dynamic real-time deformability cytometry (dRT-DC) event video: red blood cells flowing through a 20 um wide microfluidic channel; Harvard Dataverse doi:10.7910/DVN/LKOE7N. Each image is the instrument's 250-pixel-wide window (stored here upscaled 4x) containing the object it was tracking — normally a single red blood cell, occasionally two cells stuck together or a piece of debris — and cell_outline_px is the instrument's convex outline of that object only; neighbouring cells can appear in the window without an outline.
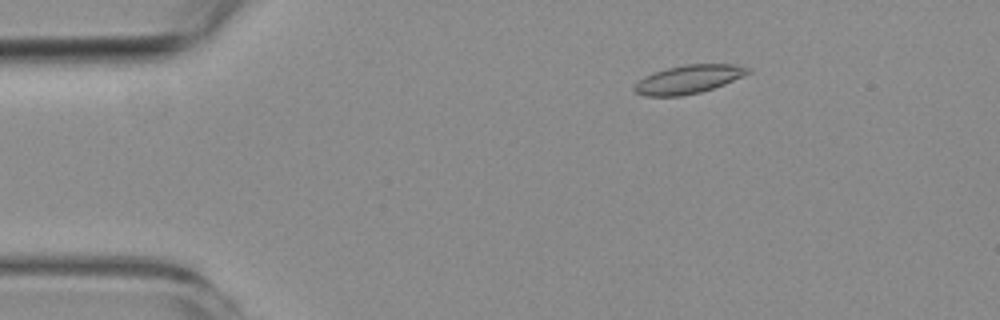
{"species": "common noctule bat (a hibernating species)", "species_latin": "Nyctalus noctula", "temperature_condition": "room temperature", "stored_images_in_passage": 5, "camera_frame_rate_fps": 3000, "um_per_image_px": 0.085, "animal": {"sex": "female", "body_mass_g": 19.3, "forearm_length_mm": 54.1}, "frame": {"image": 1, "passage_image": 3, "time_ms": 2.333, "image_size_px": [1000, 320], "cell_outline_px": [[752, 72], [724, 84], [700, 92], [680, 96], [644, 96], [636, 92], [632, 88], [644, 76], [652, 72], [684, 64], [736, 64], [748, 68]], "centroid_in_image_um": [58.51, 6.73], "position_along_channel_um": 26.5, "area_um2": 18.73}}